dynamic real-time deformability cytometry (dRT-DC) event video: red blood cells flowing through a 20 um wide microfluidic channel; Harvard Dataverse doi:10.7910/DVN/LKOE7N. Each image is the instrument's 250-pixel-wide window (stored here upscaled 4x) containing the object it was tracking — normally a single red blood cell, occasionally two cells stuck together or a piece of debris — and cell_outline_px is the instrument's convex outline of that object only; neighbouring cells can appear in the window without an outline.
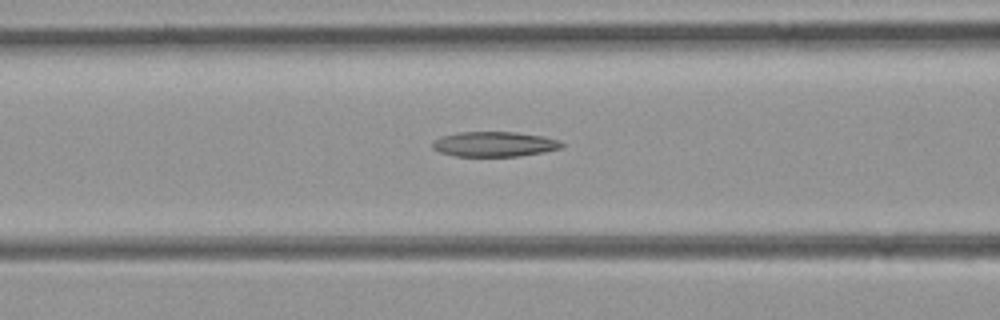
{"species": "common noctule bat (a hibernating species)", "species_latin": "Nyctalus noctula", "temperature_condition": "room temperature", "stored_images_in_passage": 33, "camera_frame_rate_fps": 3000, "um_per_image_px": 0.085, "animal": {"sex": "female", "body_mass_g": 21.9}, "frame": {"image": 1, "passage_image": 13, "time_ms": 4.0, "image_size_px": [1000, 320], "cell_outline_px": [[564, 144], [560, 148], [544, 152], [520, 156], [456, 156], [440, 152], [432, 148], [432, 144], [440, 136], [460, 132], [516, 132], [544, 136], [560, 140]], "centroid_in_image_um": [42.04, 12.25], "position_along_channel_um": 124.6, "area_um2": 18.84}}
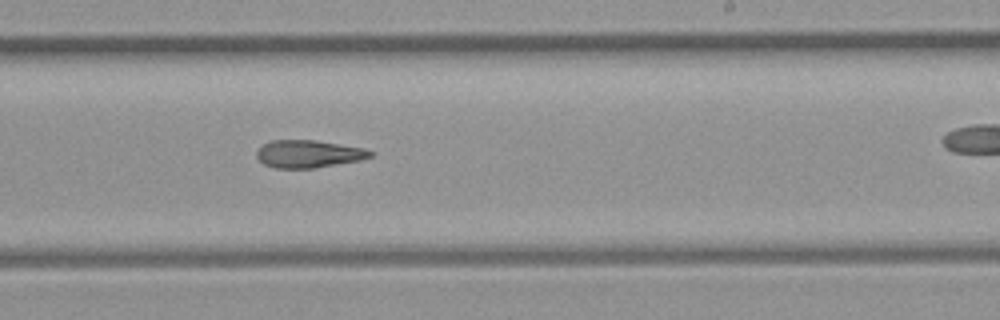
{"frame": {"image": 2, "passage_image": 23, "time_ms": 7.333, "image_size_px": [1000, 320], "cell_outline_px": [[376, 152], [372, 156], [360, 160], [312, 168], [276, 168], [264, 164], [256, 156], [256, 152], [264, 144], [272, 140], [316, 140], [364, 148]], "centroid_in_image_um": [26.25, 13.07], "position_along_channel_um": 262.8, "area_um2": 18.15}}
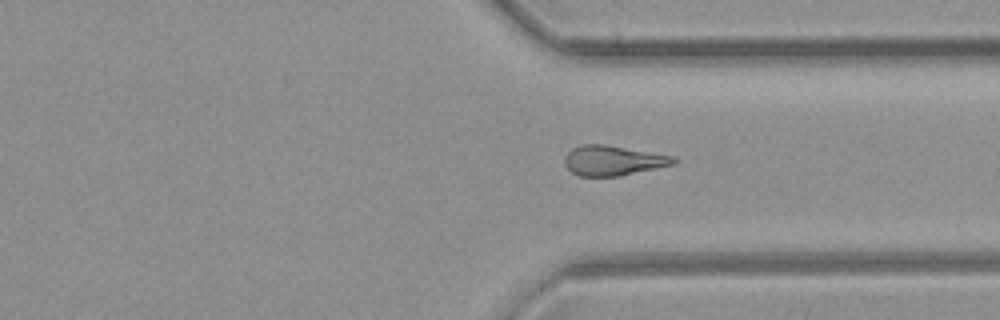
{"frame": {"image": 3, "passage_image": 30, "time_ms": 9.667, "image_size_px": [1000, 320], "cell_outline_px": [[680, 160], [676, 164], [620, 176], [580, 176], [572, 172], [564, 164], [564, 160], [568, 152], [572, 148], [580, 144], [604, 144], [676, 156]], "centroid_in_image_um": [52.16, 13.64], "position_along_channel_um": 359.2, "area_um2": 19.25}}